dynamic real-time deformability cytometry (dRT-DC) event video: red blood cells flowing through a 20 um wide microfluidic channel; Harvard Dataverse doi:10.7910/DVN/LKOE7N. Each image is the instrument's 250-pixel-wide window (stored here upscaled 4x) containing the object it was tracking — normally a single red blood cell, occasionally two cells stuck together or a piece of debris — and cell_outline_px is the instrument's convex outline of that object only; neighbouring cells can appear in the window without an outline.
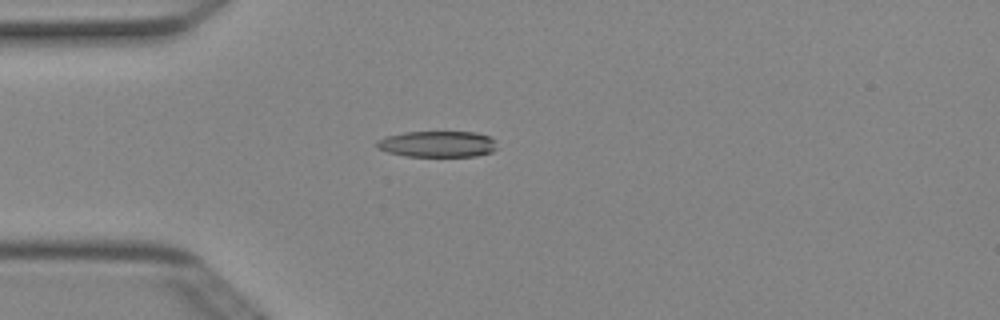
{"species": "Egyptian fruit bat (a non-hibernating species)", "species_latin": "Rousettus aegyptiacus", "temperature_condition": "cold", "stored_images_in_passage": 4, "camera_frame_rate_fps": 3000, "um_per_image_px": 0.085, "animal": {"sex": "female"}, "frame": {"image": 1, "passage_image": 3, "time_ms": 0.667, "image_size_px": [1000, 320], "cell_outline_px": [[496, 148], [492, 152], [476, 156], [408, 156], [388, 152], [376, 148], [376, 140], [388, 136], [404, 132], [476, 132], [488, 136], [496, 140]], "centroid_in_image_um": [37.19, 12.24], "position_along_channel_um": 47.8, "area_um2": 18.32}}